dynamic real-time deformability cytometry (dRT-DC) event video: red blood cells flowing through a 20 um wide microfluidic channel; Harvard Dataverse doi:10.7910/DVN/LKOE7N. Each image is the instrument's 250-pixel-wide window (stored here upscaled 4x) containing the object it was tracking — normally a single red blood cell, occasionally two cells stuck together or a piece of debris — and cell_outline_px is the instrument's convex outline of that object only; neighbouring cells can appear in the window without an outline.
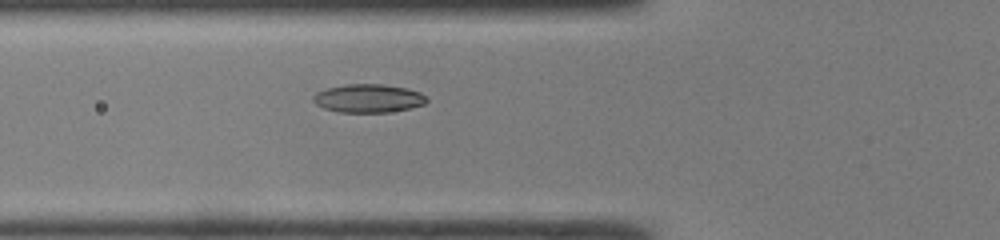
{"species": "common noctule bat (a hibernating species)", "species_latin": "Nyctalus noctula", "temperature_condition": "room temperature", "stored_images_in_passage": 40, "camera_frame_rate_fps": 3000, "um_per_image_px": 0.085, "animal": {"sex": "male", "body_mass_g": 19.0, "forearm_length_mm": 50.8}, "frame": {"image": 1, "passage_image": 10, "time_ms": 3.0, "image_size_px": [1000, 240], "cell_outline_px": [[428, 100], [424, 104], [408, 108], [388, 112], [340, 112], [324, 108], [316, 104], [312, 100], [312, 96], [316, 92], [328, 88], [344, 84], [384, 84], [408, 88], [420, 92], [428, 96]], "centroid_in_image_um": [31.32, 8.34], "position_along_channel_um": 94.5, "area_um2": 18.84}}
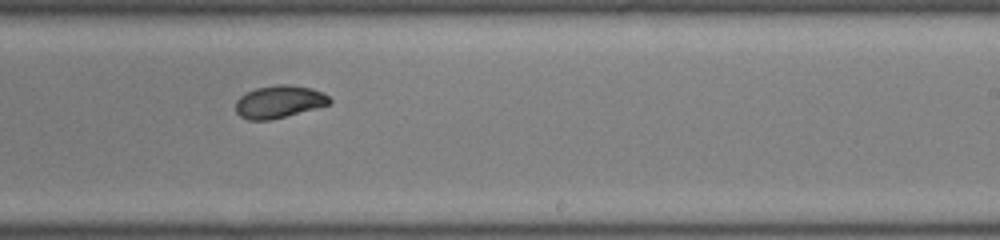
{"frame": {"image": 2, "passage_image": 22, "time_ms": 7.0, "image_size_px": [1000, 240], "cell_outline_px": [[332, 100], [328, 104], [284, 116], [268, 120], [248, 120], [240, 116], [236, 112], [236, 100], [240, 96], [256, 88], [280, 84], [288, 84], [312, 88], [328, 96]], "centroid_in_image_um": [23.68, 8.64], "position_along_channel_um": 265.3, "area_um2": 17.4}}
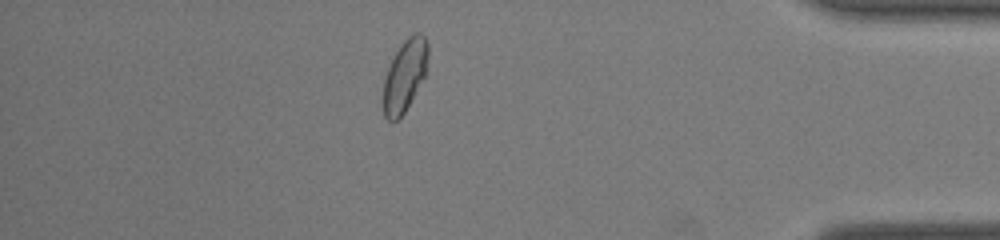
{"frame": {"image": 3, "passage_image": 34, "time_ms": 11.0, "image_size_px": [1000, 240], "cell_outline_px": [[428, 56], [424, 76], [404, 112], [396, 120], [388, 120], [384, 116], [384, 80], [388, 68], [400, 44], [408, 36], [416, 32], [420, 32], [424, 36], [428, 44]], "centroid_in_image_um": [34.41, 6.37], "position_along_channel_um": 400.8, "area_um2": 18.21}, "authors_computed_cell_mechanics": {"area_um2": 18.0336, "velocity_mm_per_s": 4.2802, "shape_relaxation_time_tau1_ms": 3.151, "shape_relaxation_time_tau2_ms": 1.1457, "deformation_change_tau1": 0.1025, "deformation_change_tau2": 0.0474}}